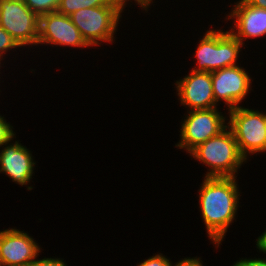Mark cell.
<instances>
[{
	"label": "cell",
	"mask_w": 266,
	"mask_h": 266,
	"mask_svg": "<svg viewBox=\"0 0 266 266\" xmlns=\"http://www.w3.org/2000/svg\"><path fill=\"white\" fill-rule=\"evenodd\" d=\"M228 127L234 134L240 154L248 161L266 152V121L261 110L239 106L227 111ZM252 155V156H251Z\"/></svg>",
	"instance_id": "obj_5"
},
{
	"label": "cell",
	"mask_w": 266,
	"mask_h": 266,
	"mask_svg": "<svg viewBox=\"0 0 266 266\" xmlns=\"http://www.w3.org/2000/svg\"><path fill=\"white\" fill-rule=\"evenodd\" d=\"M202 177L197 191L198 208L207 237L218 249L221 248L229 227L238 218L242 192L239 190L237 177Z\"/></svg>",
	"instance_id": "obj_1"
},
{
	"label": "cell",
	"mask_w": 266,
	"mask_h": 266,
	"mask_svg": "<svg viewBox=\"0 0 266 266\" xmlns=\"http://www.w3.org/2000/svg\"><path fill=\"white\" fill-rule=\"evenodd\" d=\"M13 137L8 143L0 147V173L11 179L10 181L33 190L32 180L35 176L37 161L33 151ZM15 139V141H14ZM32 185V186H31Z\"/></svg>",
	"instance_id": "obj_10"
},
{
	"label": "cell",
	"mask_w": 266,
	"mask_h": 266,
	"mask_svg": "<svg viewBox=\"0 0 266 266\" xmlns=\"http://www.w3.org/2000/svg\"><path fill=\"white\" fill-rule=\"evenodd\" d=\"M174 81L178 102L187 111L216 108L211 72L188 71Z\"/></svg>",
	"instance_id": "obj_11"
},
{
	"label": "cell",
	"mask_w": 266,
	"mask_h": 266,
	"mask_svg": "<svg viewBox=\"0 0 266 266\" xmlns=\"http://www.w3.org/2000/svg\"><path fill=\"white\" fill-rule=\"evenodd\" d=\"M250 5L266 9V0H246Z\"/></svg>",
	"instance_id": "obj_24"
},
{
	"label": "cell",
	"mask_w": 266,
	"mask_h": 266,
	"mask_svg": "<svg viewBox=\"0 0 266 266\" xmlns=\"http://www.w3.org/2000/svg\"><path fill=\"white\" fill-rule=\"evenodd\" d=\"M217 28L210 27L198 38L196 50L192 53L196 65L191 70L214 72L240 64L239 59L243 58L239 57H242V48L245 49V46L229 30Z\"/></svg>",
	"instance_id": "obj_3"
},
{
	"label": "cell",
	"mask_w": 266,
	"mask_h": 266,
	"mask_svg": "<svg viewBox=\"0 0 266 266\" xmlns=\"http://www.w3.org/2000/svg\"><path fill=\"white\" fill-rule=\"evenodd\" d=\"M261 111L263 112V115H264V118H265V121H266V110L261 109Z\"/></svg>",
	"instance_id": "obj_26"
},
{
	"label": "cell",
	"mask_w": 266,
	"mask_h": 266,
	"mask_svg": "<svg viewBox=\"0 0 266 266\" xmlns=\"http://www.w3.org/2000/svg\"><path fill=\"white\" fill-rule=\"evenodd\" d=\"M201 257H184L180 258L178 262H175V266H206L204 262L201 260ZM204 264V265H203Z\"/></svg>",
	"instance_id": "obj_22"
},
{
	"label": "cell",
	"mask_w": 266,
	"mask_h": 266,
	"mask_svg": "<svg viewBox=\"0 0 266 266\" xmlns=\"http://www.w3.org/2000/svg\"><path fill=\"white\" fill-rule=\"evenodd\" d=\"M0 113V147L5 143H8L13 137L16 136V132L14 131V126L4 115Z\"/></svg>",
	"instance_id": "obj_17"
},
{
	"label": "cell",
	"mask_w": 266,
	"mask_h": 266,
	"mask_svg": "<svg viewBox=\"0 0 266 266\" xmlns=\"http://www.w3.org/2000/svg\"><path fill=\"white\" fill-rule=\"evenodd\" d=\"M107 4L123 3L119 0H60L57 12L70 16L80 9L105 6Z\"/></svg>",
	"instance_id": "obj_14"
},
{
	"label": "cell",
	"mask_w": 266,
	"mask_h": 266,
	"mask_svg": "<svg viewBox=\"0 0 266 266\" xmlns=\"http://www.w3.org/2000/svg\"><path fill=\"white\" fill-rule=\"evenodd\" d=\"M124 4H107L92 8L80 9L70 15L82 38L93 49L116 42V32L124 16ZM103 43V44H102ZM107 43V44H106Z\"/></svg>",
	"instance_id": "obj_4"
},
{
	"label": "cell",
	"mask_w": 266,
	"mask_h": 266,
	"mask_svg": "<svg viewBox=\"0 0 266 266\" xmlns=\"http://www.w3.org/2000/svg\"><path fill=\"white\" fill-rule=\"evenodd\" d=\"M35 238L17 227L0 230V265L29 266L42 252Z\"/></svg>",
	"instance_id": "obj_13"
},
{
	"label": "cell",
	"mask_w": 266,
	"mask_h": 266,
	"mask_svg": "<svg viewBox=\"0 0 266 266\" xmlns=\"http://www.w3.org/2000/svg\"><path fill=\"white\" fill-rule=\"evenodd\" d=\"M19 48L22 47L4 28L0 26V63L4 64L6 62L5 59L8 58L6 56H9V54L12 55L13 52H17L16 50L22 51Z\"/></svg>",
	"instance_id": "obj_15"
},
{
	"label": "cell",
	"mask_w": 266,
	"mask_h": 266,
	"mask_svg": "<svg viewBox=\"0 0 266 266\" xmlns=\"http://www.w3.org/2000/svg\"><path fill=\"white\" fill-rule=\"evenodd\" d=\"M188 155L208 168L204 177H237L242 166L248 163L240 154L234 134L228 126Z\"/></svg>",
	"instance_id": "obj_2"
},
{
	"label": "cell",
	"mask_w": 266,
	"mask_h": 266,
	"mask_svg": "<svg viewBox=\"0 0 266 266\" xmlns=\"http://www.w3.org/2000/svg\"><path fill=\"white\" fill-rule=\"evenodd\" d=\"M185 114L180 122V139L175 147L186 154L228 126V114L221 112L219 107L187 111Z\"/></svg>",
	"instance_id": "obj_6"
},
{
	"label": "cell",
	"mask_w": 266,
	"mask_h": 266,
	"mask_svg": "<svg viewBox=\"0 0 266 266\" xmlns=\"http://www.w3.org/2000/svg\"><path fill=\"white\" fill-rule=\"evenodd\" d=\"M0 26L15 39L22 50L25 47L37 48L39 17L23 0H0Z\"/></svg>",
	"instance_id": "obj_7"
},
{
	"label": "cell",
	"mask_w": 266,
	"mask_h": 266,
	"mask_svg": "<svg viewBox=\"0 0 266 266\" xmlns=\"http://www.w3.org/2000/svg\"><path fill=\"white\" fill-rule=\"evenodd\" d=\"M241 65L211 72L214 99L219 106L221 103L224 107L226 106V109L222 108L223 110L229 111L242 106V102L254 90V88L252 89L254 87L252 86V82H254L252 75L247 71V67L244 68Z\"/></svg>",
	"instance_id": "obj_8"
},
{
	"label": "cell",
	"mask_w": 266,
	"mask_h": 266,
	"mask_svg": "<svg viewBox=\"0 0 266 266\" xmlns=\"http://www.w3.org/2000/svg\"><path fill=\"white\" fill-rule=\"evenodd\" d=\"M255 242H256L255 243L256 249L266 252V228H265V231H263L262 234H260L256 238Z\"/></svg>",
	"instance_id": "obj_23"
},
{
	"label": "cell",
	"mask_w": 266,
	"mask_h": 266,
	"mask_svg": "<svg viewBox=\"0 0 266 266\" xmlns=\"http://www.w3.org/2000/svg\"><path fill=\"white\" fill-rule=\"evenodd\" d=\"M2 67L4 68V67H6V66H4V64L0 63V74H1V75H2V73H1V72H2V71H1V68H2ZM1 75H0V76H1ZM0 79H1V77H0ZM0 81H1V80H0ZM0 83H1V82H0ZM0 92L2 93L1 89H0Z\"/></svg>",
	"instance_id": "obj_25"
},
{
	"label": "cell",
	"mask_w": 266,
	"mask_h": 266,
	"mask_svg": "<svg viewBox=\"0 0 266 266\" xmlns=\"http://www.w3.org/2000/svg\"><path fill=\"white\" fill-rule=\"evenodd\" d=\"M29 266H68L64 258L58 257H42L39 256Z\"/></svg>",
	"instance_id": "obj_20"
},
{
	"label": "cell",
	"mask_w": 266,
	"mask_h": 266,
	"mask_svg": "<svg viewBox=\"0 0 266 266\" xmlns=\"http://www.w3.org/2000/svg\"><path fill=\"white\" fill-rule=\"evenodd\" d=\"M62 47L73 49H89V45L82 38L79 29L72 22L70 16L57 11L39 17L38 42L39 46ZM49 45V46H48Z\"/></svg>",
	"instance_id": "obj_9"
},
{
	"label": "cell",
	"mask_w": 266,
	"mask_h": 266,
	"mask_svg": "<svg viewBox=\"0 0 266 266\" xmlns=\"http://www.w3.org/2000/svg\"><path fill=\"white\" fill-rule=\"evenodd\" d=\"M230 12L224 14L225 23L231 21L228 30L244 45L247 40L266 36V9L250 5L246 0L230 3ZM250 38V39H249ZM257 38V39H256Z\"/></svg>",
	"instance_id": "obj_12"
},
{
	"label": "cell",
	"mask_w": 266,
	"mask_h": 266,
	"mask_svg": "<svg viewBox=\"0 0 266 266\" xmlns=\"http://www.w3.org/2000/svg\"><path fill=\"white\" fill-rule=\"evenodd\" d=\"M23 2L40 17L57 11L60 0H23Z\"/></svg>",
	"instance_id": "obj_16"
},
{
	"label": "cell",
	"mask_w": 266,
	"mask_h": 266,
	"mask_svg": "<svg viewBox=\"0 0 266 266\" xmlns=\"http://www.w3.org/2000/svg\"><path fill=\"white\" fill-rule=\"evenodd\" d=\"M257 252H259L260 254H261V252H262V256H264V258L263 257H258V258H256V257H253V258H239V260H236L231 266H266V258H265V256L266 255H264V254H266V252L265 251H258L257 250Z\"/></svg>",
	"instance_id": "obj_19"
},
{
	"label": "cell",
	"mask_w": 266,
	"mask_h": 266,
	"mask_svg": "<svg viewBox=\"0 0 266 266\" xmlns=\"http://www.w3.org/2000/svg\"><path fill=\"white\" fill-rule=\"evenodd\" d=\"M136 266H175V263L168 256L158 252L147 259H143Z\"/></svg>",
	"instance_id": "obj_18"
},
{
	"label": "cell",
	"mask_w": 266,
	"mask_h": 266,
	"mask_svg": "<svg viewBox=\"0 0 266 266\" xmlns=\"http://www.w3.org/2000/svg\"><path fill=\"white\" fill-rule=\"evenodd\" d=\"M119 1H121L126 7H132V5L135 3L134 6L138 5L137 7H139V9H141L142 12L145 11L144 13H147L151 9L152 5L154 7L155 4L153 3H156L155 0H119Z\"/></svg>",
	"instance_id": "obj_21"
}]
</instances>
